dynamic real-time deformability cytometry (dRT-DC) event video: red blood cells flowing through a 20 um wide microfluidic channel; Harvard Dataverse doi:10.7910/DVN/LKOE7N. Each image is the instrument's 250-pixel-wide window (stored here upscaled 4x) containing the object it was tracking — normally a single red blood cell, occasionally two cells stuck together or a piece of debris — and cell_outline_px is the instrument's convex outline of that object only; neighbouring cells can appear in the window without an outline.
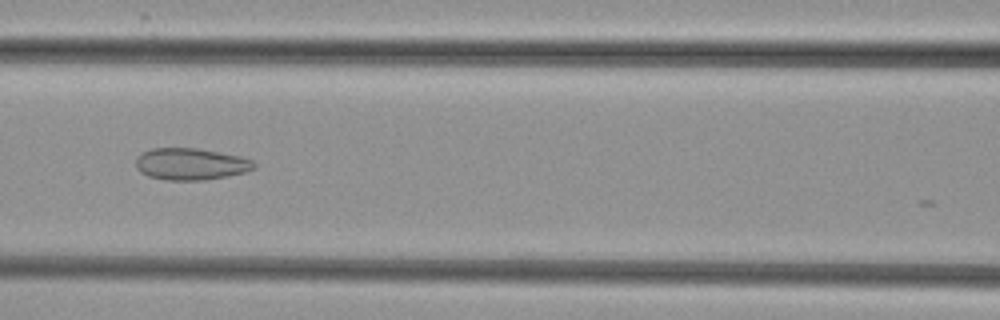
{"species": "common noctule bat (a hibernating species)", "species_latin": "Nyctalus noctula", "temperature_condition": "cold", "stored_images_in_passage": 8, "camera_frame_rate_fps": 3000, "um_per_image_px": 0.085, "animal": {"sex": "female", "body_mass_g": 29.2, "forearm_length_mm": 56.3}, "frame": {"image": 1, "passage_image": 7, "time_ms": 7.0, "image_size_px": [1000, 320], "cell_outline_px": [[256, 168], [244, 172], [228, 176], [204, 180], [164, 180], [148, 176], [140, 172], [136, 168], [136, 156], [152, 148], [196, 148], [220, 152], [240, 156], [252, 160], [256, 164]], "centroid_in_image_um": [16.21, 13.94], "position_along_channel_um": 150.4, "area_um2": 22.02}}
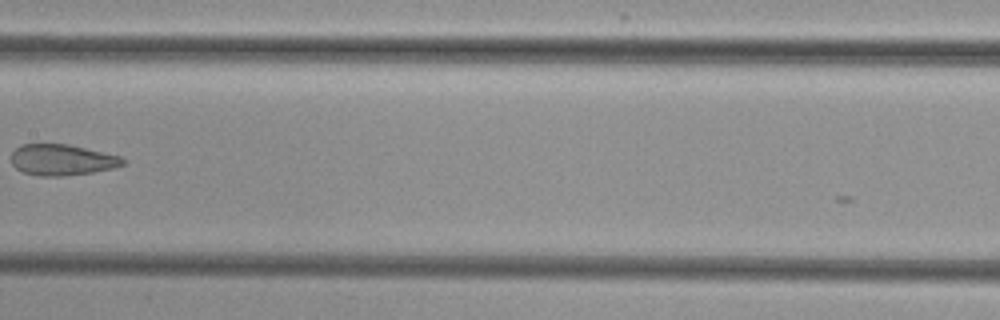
{"frame": {"image": 2, "passage_image": 8, "time_ms": 8.333, "image_size_px": [1000, 320], "cell_outline_px": [[124, 164], [112, 168], [92, 172], [64, 176], [40, 176], [24, 172], [16, 168], [12, 164], [12, 152], [20, 144], [68, 144], [120, 156], [124, 160]], "centroid_in_image_um": [5.24, 13.58], "position_along_channel_um": 202.2, "area_um2": 20.0}}